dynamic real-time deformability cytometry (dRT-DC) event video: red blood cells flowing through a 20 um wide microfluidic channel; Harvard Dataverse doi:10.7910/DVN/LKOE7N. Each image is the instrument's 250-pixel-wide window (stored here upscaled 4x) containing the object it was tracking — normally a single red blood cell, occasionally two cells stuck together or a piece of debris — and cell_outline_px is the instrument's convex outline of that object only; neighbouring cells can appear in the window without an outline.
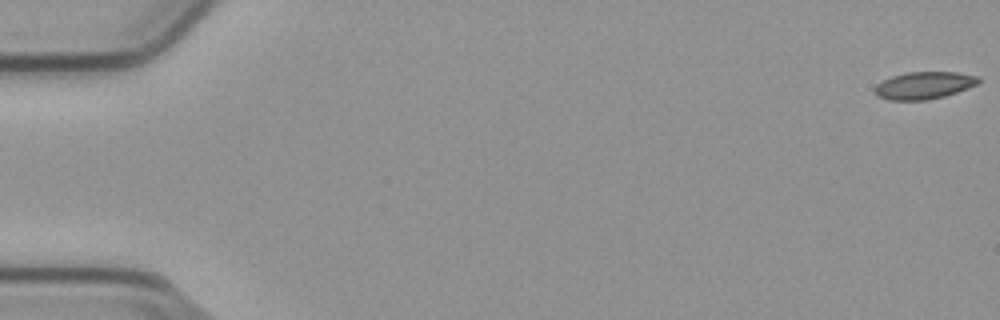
{"species": "common noctule bat (a hibernating species)", "species_latin": "Nyctalus noctula", "temperature_condition": "cold", "stored_images_in_passage": 12, "camera_frame_rate_fps": 3000, "um_per_image_px": 0.085, "animal": {"sex": "male", "body_mass_g": 23.1, "forearm_length_mm": 52.7}, "frame": {"image": 1, "passage_image": 1, "time_ms": 0.0, "image_size_px": [1000, 320], "cell_outline_px": [[980, 80], [976, 84], [968, 88], [944, 96], [928, 100], [888, 100], [876, 96], [876, 84], [892, 76], [908, 72], [956, 72], [980, 76]], "centroid_in_image_um": [78.55, 7.26], "position_along_channel_um": 6.5, "area_um2": 16.42}}